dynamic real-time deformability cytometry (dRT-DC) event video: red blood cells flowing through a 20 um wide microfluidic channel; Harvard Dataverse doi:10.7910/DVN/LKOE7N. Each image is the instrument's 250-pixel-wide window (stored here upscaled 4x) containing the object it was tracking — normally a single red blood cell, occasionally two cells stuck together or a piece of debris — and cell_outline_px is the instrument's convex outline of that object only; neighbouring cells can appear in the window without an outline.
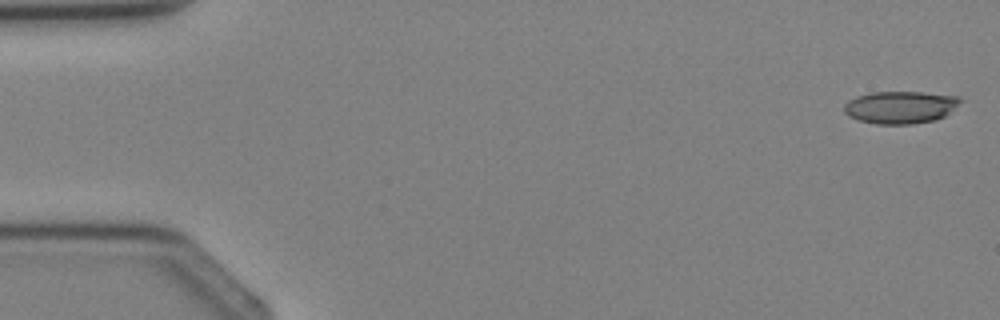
{"species": "Egyptian fruit bat (a non-hibernating species)", "species_latin": "Rousettus aegyptiacus", "temperature_condition": "cold", "stored_images_in_passage": 5, "camera_frame_rate_fps": 3000, "um_per_image_px": 0.085, "animal": {"sex": "female"}, "frame": {"image": 1, "passage_image": 1, "time_ms": 0.0, "image_size_px": [1000, 320], "cell_outline_px": [[964, 100], [944, 116], [936, 120], [912, 124], [876, 124], [856, 120], [848, 116], [844, 112], [844, 104], [848, 100], [856, 96], [872, 92], [920, 92], [960, 96]], "centroid_in_image_um": [76.52, 9.12], "position_along_channel_um": 8.5, "area_um2": 22.2}}
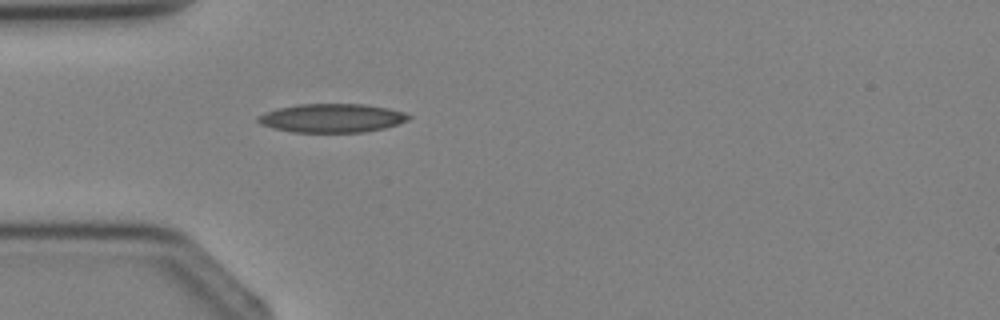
{"frame": {"image": 2, "passage_image": 4, "time_ms": 3.333, "image_size_px": [1000, 320], "cell_outline_px": [[412, 116], [408, 120], [384, 128], [364, 132], [292, 132], [272, 128], [260, 124], [256, 120], [256, 116], [264, 112], [276, 108], [296, 104], [364, 104], [388, 108], [404, 112]], "centroid_in_image_um": [28.16, 10.03], "position_along_channel_um": 56.8, "area_um2": 25.37}}